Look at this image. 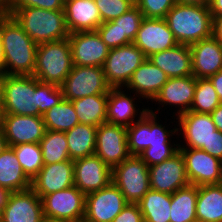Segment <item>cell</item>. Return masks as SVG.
Returning a JSON list of instances; mask_svg holds the SVG:
<instances>
[{
	"label": "cell",
	"mask_w": 222,
	"mask_h": 222,
	"mask_svg": "<svg viewBox=\"0 0 222 222\" xmlns=\"http://www.w3.org/2000/svg\"><path fill=\"white\" fill-rule=\"evenodd\" d=\"M5 75H33L37 44L12 16H0Z\"/></svg>",
	"instance_id": "cell-1"
},
{
	"label": "cell",
	"mask_w": 222,
	"mask_h": 222,
	"mask_svg": "<svg viewBox=\"0 0 222 222\" xmlns=\"http://www.w3.org/2000/svg\"><path fill=\"white\" fill-rule=\"evenodd\" d=\"M165 20L179 44L191 45L212 36V15L208 5L177 2Z\"/></svg>",
	"instance_id": "cell-2"
},
{
	"label": "cell",
	"mask_w": 222,
	"mask_h": 222,
	"mask_svg": "<svg viewBox=\"0 0 222 222\" xmlns=\"http://www.w3.org/2000/svg\"><path fill=\"white\" fill-rule=\"evenodd\" d=\"M11 16L37 45L69 37L64 11L26 7L17 9Z\"/></svg>",
	"instance_id": "cell-3"
},
{
	"label": "cell",
	"mask_w": 222,
	"mask_h": 222,
	"mask_svg": "<svg viewBox=\"0 0 222 222\" xmlns=\"http://www.w3.org/2000/svg\"><path fill=\"white\" fill-rule=\"evenodd\" d=\"M69 39L39 44L33 76L42 83L61 86L73 68Z\"/></svg>",
	"instance_id": "cell-4"
},
{
	"label": "cell",
	"mask_w": 222,
	"mask_h": 222,
	"mask_svg": "<svg viewBox=\"0 0 222 222\" xmlns=\"http://www.w3.org/2000/svg\"><path fill=\"white\" fill-rule=\"evenodd\" d=\"M2 114L39 116V80L33 75H5Z\"/></svg>",
	"instance_id": "cell-5"
},
{
	"label": "cell",
	"mask_w": 222,
	"mask_h": 222,
	"mask_svg": "<svg viewBox=\"0 0 222 222\" xmlns=\"http://www.w3.org/2000/svg\"><path fill=\"white\" fill-rule=\"evenodd\" d=\"M158 116L148 111L140 120L126 127L128 150L131 155H139L148 147L179 145L178 142L171 143L170 138L178 135V127L169 130L166 124L163 126L159 123L162 120L157 119Z\"/></svg>",
	"instance_id": "cell-6"
},
{
	"label": "cell",
	"mask_w": 222,
	"mask_h": 222,
	"mask_svg": "<svg viewBox=\"0 0 222 222\" xmlns=\"http://www.w3.org/2000/svg\"><path fill=\"white\" fill-rule=\"evenodd\" d=\"M112 182L128 203H138L150 190L149 167L138 155H131L112 168Z\"/></svg>",
	"instance_id": "cell-7"
},
{
	"label": "cell",
	"mask_w": 222,
	"mask_h": 222,
	"mask_svg": "<svg viewBox=\"0 0 222 222\" xmlns=\"http://www.w3.org/2000/svg\"><path fill=\"white\" fill-rule=\"evenodd\" d=\"M146 59L134 43L110 49L102 67L108 84L111 88H125L134 71Z\"/></svg>",
	"instance_id": "cell-8"
},
{
	"label": "cell",
	"mask_w": 222,
	"mask_h": 222,
	"mask_svg": "<svg viewBox=\"0 0 222 222\" xmlns=\"http://www.w3.org/2000/svg\"><path fill=\"white\" fill-rule=\"evenodd\" d=\"M63 98L73 101L95 94H108L111 86L102 67L74 65L61 85Z\"/></svg>",
	"instance_id": "cell-9"
},
{
	"label": "cell",
	"mask_w": 222,
	"mask_h": 222,
	"mask_svg": "<svg viewBox=\"0 0 222 222\" xmlns=\"http://www.w3.org/2000/svg\"><path fill=\"white\" fill-rule=\"evenodd\" d=\"M85 194L76 186L44 195L42 200L45 217L83 222L85 215Z\"/></svg>",
	"instance_id": "cell-10"
},
{
	"label": "cell",
	"mask_w": 222,
	"mask_h": 222,
	"mask_svg": "<svg viewBox=\"0 0 222 222\" xmlns=\"http://www.w3.org/2000/svg\"><path fill=\"white\" fill-rule=\"evenodd\" d=\"M176 120L178 121L174 122L179 127L178 136L184 139L178 143L179 148L201 149L210 154V140L217 130L210 113L187 111L178 115Z\"/></svg>",
	"instance_id": "cell-11"
},
{
	"label": "cell",
	"mask_w": 222,
	"mask_h": 222,
	"mask_svg": "<svg viewBox=\"0 0 222 222\" xmlns=\"http://www.w3.org/2000/svg\"><path fill=\"white\" fill-rule=\"evenodd\" d=\"M127 203L122 192L111 182L85 196L83 222H113Z\"/></svg>",
	"instance_id": "cell-12"
},
{
	"label": "cell",
	"mask_w": 222,
	"mask_h": 222,
	"mask_svg": "<svg viewBox=\"0 0 222 222\" xmlns=\"http://www.w3.org/2000/svg\"><path fill=\"white\" fill-rule=\"evenodd\" d=\"M97 155L105 164L113 168L131 156L127 144V129L122 125L102 123L96 131Z\"/></svg>",
	"instance_id": "cell-13"
},
{
	"label": "cell",
	"mask_w": 222,
	"mask_h": 222,
	"mask_svg": "<svg viewBox=\"0 0 222 222\" xmlns=\"http://www.w3.org/2000/svg\"><path fill=\"white\" fill-rule=\"evenodd\" d=\"M73 65L103 67L109 47L97 31H78L69 34Z\"/></svg>",
	"instance_id": "cell-14"
},
{
	"label": "cell",
	"mask_w": 222,
	"mask_h": 222,
	"mask_svg": "<svg viewBox=\"0 0 222 222\" xmlns=\"http://www.w3.org/2000/svg\"><path fill=\"white\" fill-rule=\"evenodd\" d=\"M184 161L188 181L192 185L219 184L222 161L201 149L179 148Z\"/></svg>",
	"instance_id": "cell-15"
},
{
	"label": "cell",
	"mask_w": 222,
	"mask_h": 222,
	"mask_svg": "<svg viewBox=\"0 0 222 222\" xmlns=\"http://www.w3.org/2000/svg\"><path fill=\"white\" fill-rule=\"evenodd\" d=\"M195 88L196 78L193 75L168 78L167 82L162 86L161 90L152 100V102L159 105L156 110L157 112L155 109L152 110L154 107L148 109V111L156 114L158 111L162 110V107H167V105L169 107L175 106L177 108V112L174 111V116H172L175 119V115L177 117L178 115L190 110L195 94ZM160 105L162 107H160Z\"/></svg>",
	"instance_id": "cell-16"
},
{
	"label": "cell",
	"mask_w": 222,
	"mask_h": 222,
	"mask_svg": "<svg viewBox=\"0 0 222 222\" xmlns=\"http://www.w3.org/2000/svg\"><path fill=\"white\" fill-rule=\"evenodd\" d=\"M150 189L173 194L190 183L180 151L171 158L149 167Z\"/></svg>",
	"instance_id": "cell-17"
},
{
	"label": "cell",
	"mask_w": 222,
	"mask_h": 222,
	"mask_svg": "<svg viewBox=\"0 0 222 222\" xmlns=\"http://www.w3.org/2000/svg\"><path fill=\"white\" fill-rule=\"evenodd\" d=\"M73 176L74 186L87 195L112 182V168L94 154L74 160Z\"/></svg>",
	"instance_id": "cell-18"
},
{
	"label": "cell",
	"mask_w": 222,
	"mask_h": 222,
	"mask_svg": "<svg viewBox=\"0 0 222 222\" xmlns=\"http://www.w3.org/2000/svg\"><path fill=\"white\" fill-rule=\"evenodd\" d=\"M133 43L143 52L146 58L179 44L169 29L165 18H143Z\"/></svg>",
	"instance_id": "cell-19"
},
{
	"label": "cell",
	"mask_w": 222,
	"mask_h": 222,
	"mask_svg": "<svg viewBox=\"0 0 222 222\" xmlns=\"http://www.w3.org/2000/svg\"><path fill=\"white\" fill-rule=\"evenodd\" d=\"M1 127L10 147L39 143L46 131L42 116L2 114Z\"/></svg>",
	"instance_id": "cell-20"
},
{
	"label": "cell",
	"mask_w": 222,
	"mask_h": 222,
	"mask_svg": "<svg viewBox=\"0 0 222 222\" xmlns=\"http://www.w3.org/2000/svg\"><path fill=\"white\" fill-rule=\"evenodd\" d=\"M1 215V222H41L42 200L31 188L11 192Z\"/></svg>",
	"instance_id": "cell-21"
},
{
	"label": "cell",
	"mask_w": 222,
	"mask_h": 222,
	"mask_svg": "<svg viewBox=\"0 0 222 222\" xmlns=\"http://www.w3.org/2000/svg\"><path fill=\"white\" fill-rule=\"evenodd\" d=\"M124 89V87L111 88L108 92L106 122L128 127L135 121L140 120L148 112L149 107L140 109V107L137 106V102H140L143 99H140L141 97L137 96L135 93ZM131 93L134 94V96ZM135 100L140 101L135 102Z\"/></svg>",
	"instance_id": "cell-22"
},
{
	"label": "cell",
	"mask_w": 222,
	"mask_h": 222,
	"mask_svg": "<svg viewBox=\"0 0 222 222\" xmlns=\"http://www.w3.org/2000/svg\"><path fill=\"white\" fill-rule=\"evenodd\" d=\"M74 160L44 164L31 180V189L42 198L44 195L74 186Z\"/></svg>",
	"instance_id": "cell-23"
},
{
	"label": "cell",
	"mask_w": 222,
	"mask_h": 222,
	"mask_svg": "<svg viewBox=\"0 0 222 222\" xmlns=\"http://www.w3.org/2000/svg\"><path fill=\"white\" fill-rule=\"evenodd\" d=\"M193 76L209 78L222 70V43L213 36L189 45Z\"/></svg>",
	"instance_id": "cell-24"
},
{
	"label": "cell",
	"mask_w": 222,
	"mask_h": 222,
	"mask_svg": "<svg viewBox=\"0 0 222 222\" xmlns=\"http://www.w3.org/2000/svg\"><path fill=\"white\" fill-rule=\"evenodd\" d=\"M63 10L69 33L96 31L102 24L100 12L94 0H65Z\"/></svg>",
	"instance_id": "cell-25"
},
{
	"label": "cell",
	"mask_w": 222,
	"mask_h": 222,
	"mask_svg": "<svg viewBox=\"0 0 222 222\" xmlns=\"http://www.w3.org/2000/svg\"><path fill=\"white\" fill-rule=\"evenodd\" d=\"M168 76L157 66L146 59L133 73L125 89L131 90L137 96L148 100L147 103L161 90Z\"/></svg>",
	"instance_id": "cell-26"
},
{
	"label": "cell",
	"mask_w": 222,
	"mask_h": 222,
	"mask_svg": "<svg viewBox=\"0 0 222 222\" xmlns=\"http://www.w3.org/2000/svg\"><path fill=\"white\" fill-rule=\"evenodd\" d=\"M147 59L160 68L168 78L193 75L192 54L189 45L178 44L171 49L154 53Z\"/></svg>",
	"instance_id": "cell-27"
},
{
	"label": "cell",
	"mask_w": 222,
	"mask_h": 222,
	"mask_svg": "<svg viewBox=\"0 0 222 222\" xmlns=\"http://www.w3.org/2000/svg\"><path fill=\"white\" fill-rule=\"evenodd\" d=\"M0 187L9 193L31 188V180L24 173L10 146L0 154Z\"/></svg>",
	"instance_id": "cell-28"
},
{
	"label": "cell",
	"mask_w": 222,
	"mask_h": 222,
	"mask_svg": "<svg viewBox=\"0 0 222 222\" xmlns=\"http://www.w3.org/2000/svg\"><path fill=\"white\" fill-rule=\"evenodd\" d=\"M196 217L198 222H222V185L197 186Z\"/></svg>",
	"instance_id": "cell-29"
},
{
	"label": "cell",
	"mask_w": 222,
	"mask_h": 222,
	"mask_svg": "<svg viewBox=\"0 0 222 222\" xmlns=\"http://www.w3.org/2000/svg\"><path fill=\"white\" fill-rule=\"evenodd\" d=\"M97 127L89 124H78L65 132L71 160L94 155L96 148Z\"/></svg>",
	"instance_id": "cell-30"
},
{
	"label": "cell",
	"mask_w": 222,
	"mask_h": 222,
	"mask_svg": "<svg viewBox=\"0 0 222 222\" xmlns=\"http://www.w3.org/2000/svg\"><path fill=\"white\" fill-rule=\"evenodd\" d=\"M108 94H95L72 102L80 124L98 127L106 122Z\"/></svg>",
	"instance_id": "cell-31"
},
{
	"label": "cell",
	"mask_w": 222,
	"mask_h": 222,
	"mask_svg": "<svg viewBox=\"0 0 222 222\" xmlns=\"http://www.w3.org/2000/svg\"><path fill=\"white\" fill-rule=\"evenodd\" d=\"M197 186L189 184L171 194L170 222H194L196 217Z\"/></svg>",
	"instance_id": "cell-32"
},
{
	"label": "cell",
	"mask_w": 222,
	"mask_h": 222,
	"mask_svg": "<svg viewBox=\"0 0 222 222\" xmlns=\"http://www.w3.org/2000/svg\"><path fill=\"white\" fill-rule=\"evenodd\" d=\"M137 204L144 222H170L171 194L150 189Z\"/></svg>",
	"instance_id": "cell-33"
},
{
	"label": "cell",
	"mask_w": 222,
	"mask_h": 222,
	"mask_svg": "<svg viewBox=\"0 0 222 222\" xmlns=\"http://www.w3.org/2000/svg\"><path fill=\"white\" fill-rule=\"evenodd\" d=\"M42 117L46 130L67 132L80 124L72 102L64 98L47 110Z\"/></svg>",
	"instance_id": "cell-34"
},
{
	"label": "cell",
	"mask_w": 222,
	"mask_h": 222,
	"mask_svg": "<svg viewBox=\"0 0 222 222\" xmlns=\"http://www.w3.org/2000/svg\"><path fill=\"white\" fill-rule=\"evenodd\" d=\"M39 145L44 164L70 160L65 132L46 130Z\"/></svg>",
	"instance_id": "cell-35"
},
{
	"label": "cell",
	"mask_w": 222,
	"mask_h": 222,
	"mask_svg": "<svg viewBox=\"0 0 222 222\" xmlns=\"http://www.w3.org/2000/svg\"><path fill=\"white\" fill-rule=\"evenodd\" d=\"M26 176L32 180L44 166L39 143H23L11 146Z\"/></svg>",
	"instance_id": "cell-36"
},
{
	"label": "cell",
	"mask_w": 222,
	"mask_h": 222,
	"mask_svg": "<svg viewBox=\"0 0 222 222\" xmlns=\"http://www.w3.org/2000/svg\"><path fill=\"white\" fill-rule=\"evenodd\" d=\"M220 103L211 81L207 78H197L195 94L189 111L211 113Z\"/></svg>",
	"instance_id": "cell-37"
},
{
	"label": "cell",
	"mask_w": 222,
	"mask_h": 222,
	"mask_svg": "<svg viewBox=\"0 0 222 222\" xmlns=\"http://www.w3.org/2000/svg\"><path fill=\"white\" fill-rule=\"evenodd\" d=\"M143 18L140 9L134 5L126 13L112 21L119 32V47L134 42Z\"/></svg>",
	"instance_id": "cell-38"
},
{
	"label": "cell",
	"mask_w": 222,
	"mask_h": 222,
	"mask_svg": "<svg viewBox=\"0 0 222 222\" xmlns=\"http://www.w3.org/2000/svg\"><path fill=\"white\" fill-rule=\"evenodd\" d=\"M103 22L113 21L135 4L131 0H94Z\"/></svg>",
	"instance_id": "cell-39"
},
{
	"label": "cell",
	"mask_w": 222,
	"mask_h": 222,
	"mask_svg": "<svg viewBox=\"0 0 222 222\" xmlns=\"http://www.w3.org/2000/svg\"><path fill=\"white\" fill-rule=\"evenodd\" d=\"M177 3V0H138L136 6L144 18H165L167 13Z\"/></svg>",
	"instance_id": "cell-40"
},
{
	"label": "cell",
	"mask_w": 222,
	"mask_h": 222,
	"mask_svg": "<svg viewBox=\"0 0 222 222\" xmlns=\"http://www.w3.org/2000/svg\"><path fill=\"white\" fill-rule=\"evenodd\" d=\"M63 99L61 86L39 81V116L57 105Z\"/></svg>",
	"instance_id": "cell-41"
},
{
	"label": "cell",
	"mask_w": 222,
	"mask_h": 222,
	"mask_svg": "<svg viewBox=\"0 0 222 222\" xmlns=\"http://www.w3.org/2000/svg\"><path fill=\"white\" fill-rule=\"evenodd\" d=\"M178 151L179 145H163L157 147H148L138 156L147 164L148 167H150L171 158Z\"/></svg>",
	"instance_id": "cell-42"
},
{
	"label": "cell",
	"mask_w": 222,
	"mask_h": 222,
	"mask_svg": "<svg viewBox=\"0 0 222 222\" xmlns=\"http://www.w3.org/2000/svg\"><path fill=\"white\" fill-rule=\"evenodd\" d=\"M96 31L109 49L119 47V32L112 21L103 22Z\"/></svg>",
	"instance_id": "cell-43"
},
{
	"label": "cell",
	"mask_w": 222,
	"mask_h": 222,
	"mask_svg": "<svg viewBox=\"0 0 222 222\" xmlns=\"http://www.w3.org/2000/svg\"><path fill=\"white\" fill-rule=\"evenodd\" d=\"M113 222H144V218L137 203H127Z\"/></svg>",
	"instance_id": "cell-44"
},
{
	"label": "cell",
	"mask_w": 222,
	"mask_h": 222,
	"mask_svg": "<svg viewBox=\"0 0 222 222\" xmlns=\"http://www.w3.org/2000/svg\"><path fill=\"white\" fill-rule=\"evenodd\" d=\"M210 155L222 161V132L215 130L210 140Z\"/></svg>",
	"instance_id": "cell-45"
},
{
	"label": "cell",
	"mask_w": 222,
	"mask_h": 222,
	"mask_svg": "<svg viewBox=\"0 0 222 222\" xmlns=\"http://www.w3.org/2000/svg\"><path fill=\"white\" fill-rule=\"evenodd\" d=\"M26 7H37L42 9V0H12L10 16L17 10Z\"/></svg>",
	"instance_id": "cell-46"
},
{
	"label": "cell",
	"mask_w": 222,
	"mask_h": 222,
	"mask_svg": "<svg viewBox=\"0 0 222 222\" xmlns=\"http://www.w3.org/2000/svg\"><path fill=\"white\" fill-rule=\"evenodd\" d=\"M212 36L222 43V16H212Z\"/></svg>",
	"instance_id": "cell-47"
},
{
	"label": "cell",
	"mask_w": 222,
	"mask_h": 222,
	"mask_svg": "<svg viewBox=\"0 0 222 222\" xmlns=\"http://www.w3.org/2000/svg\"><path fill=\"white\" fill-rule=\"evenodd\" d=\"M65 0H42V9L52 11H64Z\"/></svg>",
	"instance_id": "cell-48"
},
{
	"label": "cell",
	"mask_w": 222,
	"mask_h": 222,
	"mask_svg": "<svg viewBox=\"0 0 222 222\" xmlns=\"http://www.w3.org/2000/svg\"><path fill=\"white\" fill-rule=\"evenodd\" d=\"M208 79L211 81L222 103V70L218 71L216 74L212 75Z\"/></svg>",
	"instance_id": "cell-49"
},
{
	"label": "cell",
	"mask_w": 222,
	"mask_h": 222,
	"mask_svg": "<svg viewBox=\"0 0 222 222\" xmlns=\"http://www.w3.org/2000/svg\"><path fill=\"white\" fill-rule=\"evenodd\" d=\"M212 121L216 129L222 132V103H220L211 113Z\"/></svg>",
	"instance_id": "cell-50"
},
{
	"label": "cell",
	"mask_w": 222,
	"mask_h": 222,
	"mask_svg": "<svg viewBox=\"0 0 222 222\" xmlns=\"http://www.w3.org/2000/svg\"><path fill=\"white\" fill-rule=\"evenodd\" d=\"M208 6L212 16H222V0H209Z\"/></svg>",
	"instance_id": "cell-51"
},
{
	"label": "cell",
	"mask_w": 222,
	"mask_h": 222,
	"mask_svg": "<svg viewBox=\"0 0 222 222\" xmlns=\"http://www.w3.org/2000/svg\"><path fill=\"white\" fill-rule=\"evenodd\" d=\"M12 0H0V16H10Z\"/></svg>",
	"instance_id": "cell-52"
},
{
	"label": "cell",
	"mask_w": 222,
	"mask_h": 222,
	"mask_svg": "<svg viewBox=\"0 0 222 222\" xmlns=\"http://www.w3.org/2000/svg\"><path fill=\"white\" fill-rule=\"evenodd\" d=\"M177 2L191 5H208L209 0H177Z\"/></svg>",
	"instance_id": "cell-53"
},
{
	"label": "cell",
	"mask_w": 222,
	"mask_h": 222,
	"mask_svg": "<svg viewBox=\"0 0 222 222\" xmlns=\"http://www.w3.org/2000/svg\"><path fill=\"white\" fill-rule=\"evenodd\" d=\"M8 195H9V192L0 187V210L1 211L6 204Z\"/></svg>",
	"instance_id": "cell-54"
},
{
	"label": "cell",
	"mask_w": 222,
	"mask_h": 222,
	"mask_svg": "<svg viewBox=\"0 0 222 222\" xmlns=\"http://www.w3.org/2000/svg\"><path fill=\"white\" fill-rule=\"evenodd\" d=\"M8 142L5 138L4 131L2 127H0V154L8 147Z\"/></svg>",
	"instance_id": "cell-55"
},
{
	"label": "cell",
	"mask_w": 222,
	"mask_h": 222,
	"mask_svg": "<svg viewBox=\"0 0 222 222\" xmlns=\"http://www.w3.org/2000/svg\"><path fill=\"white\" fill-rule=\"evenodd\" d=\"M4 77H5V74L3 72H0V112L1 113H2V108H3Z\"/></svg>",
	"instance_id": "cell-56"
},
{
	"label": "cell",
	"mask_w": 222,
	"mask_h": 222,
	"mask_svg": "<svg viewBox=\"0 0 222 222\" xmlns=\"http://www.w3.org/2000/svg\"><path fill=\"white\" fill-rule=\"evenodd\" d=\"M0 72L4 73V53H3L1 36H0Z\"/></svg>",
	"instance_id": "cell-57"
},
{
	"label": "cell",
	"mask_w": 222,
	"mask_h": 222,
	"mask_svg": "<svg viewBox=\"0 0 222 222\" xmlns=\"http://www.w3.org/2000/svg\"><path fill=\"white\" fill-rule=\"evenodd\" d=\"M41 222H68L65 220H60V219H54V218H49V217H43Z\"/></svg>",
	"instance_id": "cell-58"
},
{
	"label": "cell",
	"mask_w": 222,
	"mask_h": 222,
	"mask_svg": "<svg viewBox=\"0 0 222 222\" xmlns=\"http://www.w3.org/2000/svg\"><path fill=\"white\" fill-rule=\"evenodd\" d=\"M1 121H2V113L0 112V127H1Z\"/></svg>",
	"instance_id": "cell-59"
},
{
	"label": "cell",
	"mask_w": 222,
	"mask_h": 222,
	"mask_svg": "<svg viewBox=\"0 0 222 222\" xmlns=\"http://www.w3.org/2000/svg\"><path fill=\"white\" fill-rule=\"evenodd\" d=\"M134 4H136V2L138 1V0H131Z\"/></svg>",
	"instance_id": "cell-60"
},
{
	"label": "cell",
	"mask_w": 222,
	"mask_h": 222,
	"mask_svg": "<svg viewBox=\"0 0 222 222\" xmlns=\"http://www.w3.org/2000/svg\"><path fill=\"white\" fill-rule=\"evenodd\" d=\"M220 184L222 185V172H221V180H220Z\"/></svg>",
	"instance_id": "cell-61"
},
{
	"label": "cell",
	"mask_w": 222,
	"mask_h": 222,
	"mask_svg": "<svg viewBox=\"0 0 222 222\" xmlns=\"http://www.w3.org/2000/svg\"><path fill=\"white\" fill-rule=\"evenodd\" d=\"M1 214H2V211L0 210V222H1V216H2Z\"/></svg>",
	"instance_id": "cell-62"
}]
</instances>
